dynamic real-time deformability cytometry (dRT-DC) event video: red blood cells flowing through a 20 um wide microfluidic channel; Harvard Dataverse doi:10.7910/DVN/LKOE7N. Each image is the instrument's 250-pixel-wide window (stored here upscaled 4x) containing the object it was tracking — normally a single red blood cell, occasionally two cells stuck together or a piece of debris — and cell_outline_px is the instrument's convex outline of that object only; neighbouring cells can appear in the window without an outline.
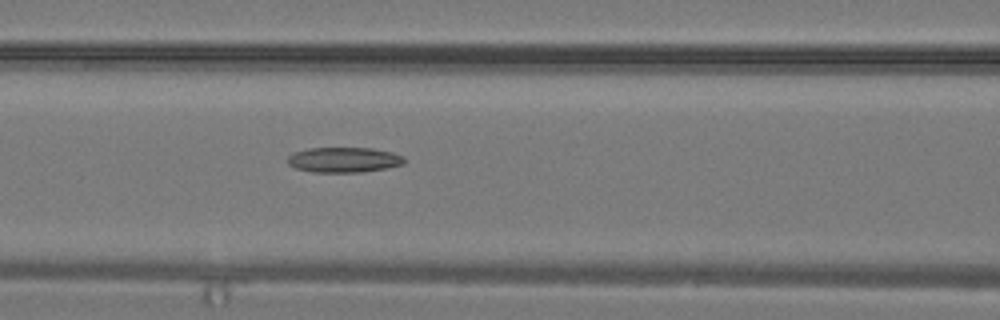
{"species": "common noctule bat (a hibernating species)", "species_latin": "Nyctalus noctula", "temperature_condition": "warm", "stored_images_in_passage": 22, "camera_frame_rate_fps": 3000, "um_per_image_px": 0.085, "animal": {"sex": "male", "body_mass_g": 19.2, "forearm_length_mm": 51.8}, "frame": {"image": 1, "passage_image": 4, "time_ms": 1.0, "image_size_px": [1000, 320], "cell_outline_px": [[404, 164], [384, 168], [360, 172], [312, 172], [296, 168], [288, 164], [288, 156], [292, 152], [308, 148], [372, 148], [392, 152], [404, 156]], "centroid_in_image_um": [29.2, 13.57], "position_along_channel_um": 137.4, "area_um2": 17.11}}
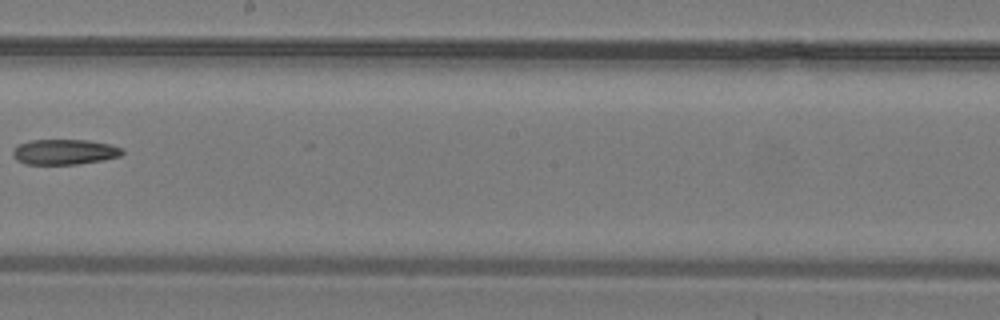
{"frame": {"image": 2, "passage_image": 9, "time_ms": 2.667, "image_size_px": [1000, 320], "cell_outline_px": [[124, 152], [120, 156], [104, 160], [76, 164], [24, 164], [16, 160], [12, 156], [12, 148], [20, 144], [32, 140], [88, 140], [108, 144], [124, 148]], "centroid_in_image_um": [5.47, 12.91], "position_along_channel_um": 242.7, "area_um2": 16.24}}
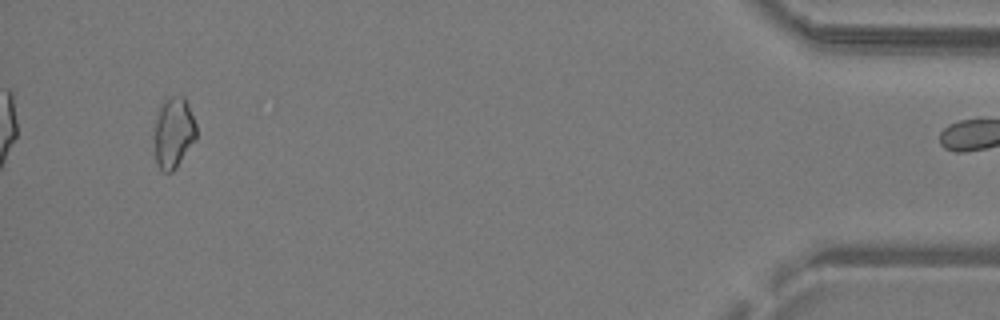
{"frame": {"image": 3, "passage_image": 21, "time_ms": 6.667, "image_size_px": [1000, 320], "cell_outline_px": [[196, 140], [176, 168], [172, 172], [164, 172], [156, 164], [152, 132], [156, 112], [160, 104], [168, 96], [184, 96], [196, 124]], "centroid_in_image_um": [14.7, 11.27], "position_along_channel_um": 420.5, "area_um2": 18.03}}